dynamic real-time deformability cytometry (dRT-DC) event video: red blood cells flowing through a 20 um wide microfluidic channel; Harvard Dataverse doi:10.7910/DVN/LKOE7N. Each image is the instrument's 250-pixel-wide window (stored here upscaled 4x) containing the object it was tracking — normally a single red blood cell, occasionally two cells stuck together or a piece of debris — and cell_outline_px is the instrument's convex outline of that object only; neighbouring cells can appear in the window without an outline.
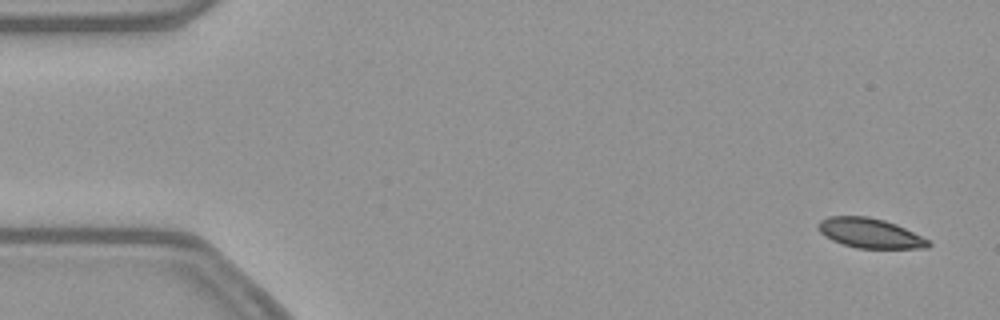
{"species": "common noctule bat (a hibernating species)", "species_latin": "Nyctalus noctula", "temperature_condition": "warm", "stored_images_in_passage": 55, "camera_frame_rate_fps": 3000, "um_per_image_px": 0.085, "animal": {"sex": "female", "body_mass_g": 21.9}, "frame": {"image": 1, "passage_image": 3, "time_ms": 0.667, "image_size_px": [1000, 320], "cell_outline_px": [[932, 244], [928, 248], [856, 248], [832, 240], [824, 236], [820, 232], [816, 224], [820, 220], [828, 216], [868, 216], [884, 220], [896, 224], [928, 240]], "centroid_in_image_um": [73.91, 19.81], "position_along_channel_um": 11.1, "area_um2": 19.02}}
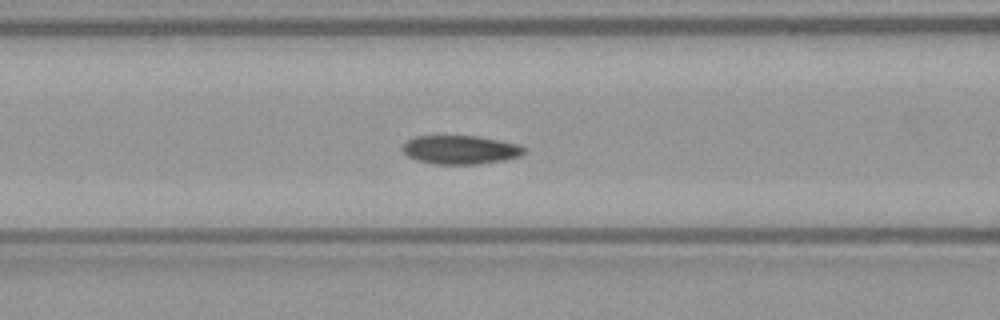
{"frame": {"image": 2, "passage_image": 22, "time_ms": 7.0, "image_size_px": [1000, 320], "cell_outline_px": [[528, 152], [520, 156], [504, 160], [480, 164], [432, 164], [416, 160], [408, 156], [400, 148], [408, 140], [416, 136], [476, 136], [500, 140], [520, 144], [528, 148]], "centroid_in_image_um": [39.19, 12.73], "position_along_channel_um": 127.4, "area_um2": 20.63}}
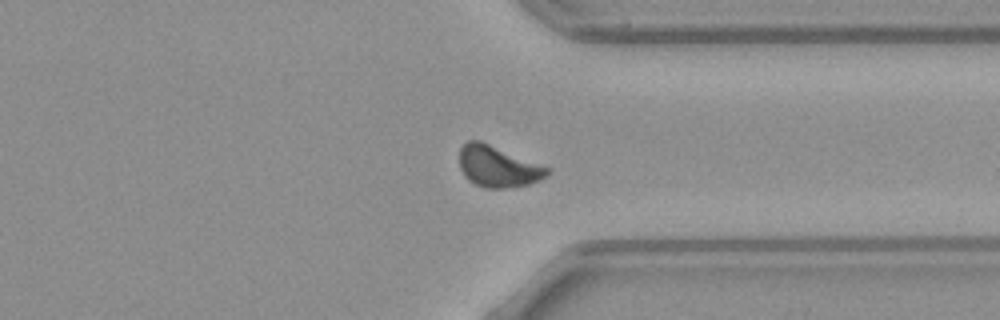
{"frame": {"image": 3, "passage_image": 41, "time_ms": 13.333, "image_size_px": [1000, 320], "cell_outline_px": [[552, 172], [548, 176], [540, 180], [528, 184], [504, 188], [484, 188], [468, 180], [464, 176], [460, 168], [460, 148], [468, 140], [480, 140], [548, 168]], "centroid_in_image_um": [42.3, 14.16], "position_along_channel_um": 369.1, "area_um2": 20.87}, "authors_computed_cell_mechanics": {"area_um2": 20.23, "velocity_mm_per_s": 3.8361, "shape_relaxation_time_tau1_ms": 5.3809, "shape_relaxation_time_tau2_ms": 4.5668, "deformation_change_tau1": 0.1157, "deformation_change_tau2": 0.0811}}